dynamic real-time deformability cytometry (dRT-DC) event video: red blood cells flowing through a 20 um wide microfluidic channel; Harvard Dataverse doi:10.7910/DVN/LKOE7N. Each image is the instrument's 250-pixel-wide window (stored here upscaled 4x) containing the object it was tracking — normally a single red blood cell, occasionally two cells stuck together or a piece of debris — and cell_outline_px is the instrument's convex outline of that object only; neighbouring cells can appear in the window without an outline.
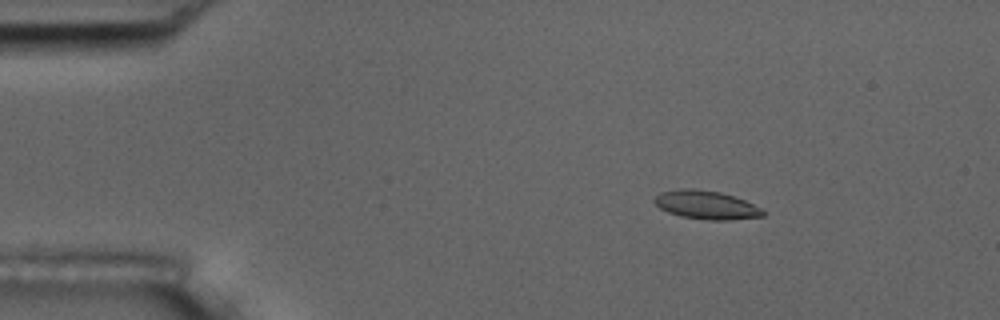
{"species": "common noctule bat (a hibernating species)", "species_latin": "Nyctalus noctula", "temperature_condition": "room temperature", "stored_images_in_passage": 51, "camera_frame_rate_fps": 3000, "um_per_image_px": 0.085, "animal": {"sex": "male", "body_mass_g": 17.5, "forearm_length_mm": 52.3}, "frame": {"image": 1, "passage_image": 4, "time_ms": 1.0, "image_size_px": [1000, 320], "cell_outline_px": [[764, 216], [732, 220], [708, 220], [680, 216], [668, 212], [660, 208], [652, 200], [660, 192], [680, 188], [692, 188], [720, 192], [744, 200], [760, 208], [764, 212]], "centroid_in_image_um": [59.99, 17.42], "position_along_channel_um": 25.0, "area_um2": 17.98}}
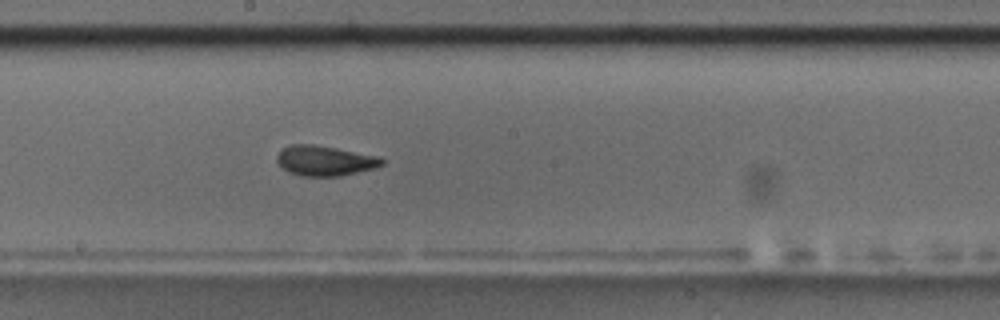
{"frame": {"image": 2, "passage_image": 26, "time_ms": 8.333, "image_size_px": [1000, 320], "cell_outline_px": [[384, 164], [376, 168], [340, 176], [300, 176], [288, 172], [276, 160], [276, 156], [280, 148], [292, 144], [312, 144], [336, 148], [380, 156], [384, 160]], "centroid_in_image_um": [27.61, 13.65], "position_along_channel_um": 220.6, "area_um2": 18.61}}
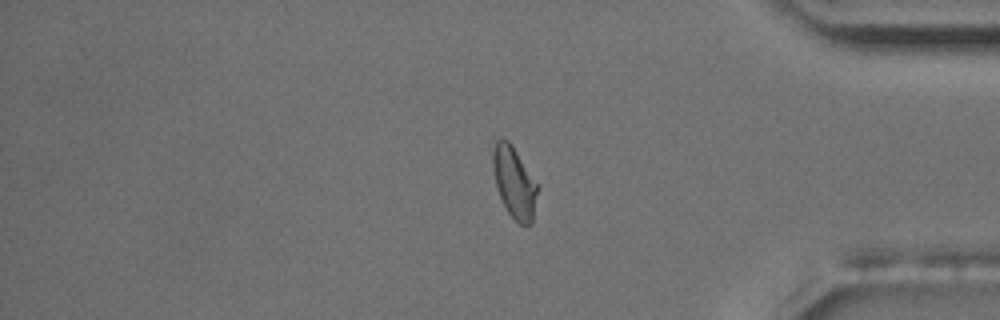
{"frame": {"image": 3, "passage_image": 42, "time_ms": 13.667, "image_size_px": [1000, 320], "cell_outline_px": [[540, 188], [532, 224], [520, 224], [508, 212], [500, 196], [496, 184], [492, 168], [492, 136], [504, 136], [512, 144], [540, 184]], "centroid_in_image_um": [43.72, 15.38], "position_along_channel_um": 391.5, "area_um2": 19.54}, "authors_computed_cell_mechanics": {"area_um2": 18.1492, "velocity_mm_per_s": 3.6267, "shape_relaxation_time_tau1_ms": 4.1926, "shape_relaxation_time_tau2_ms": 1.9195, "deformation_change_tau1": 0.1402, "deformation_change_tau2": 0.0757}}